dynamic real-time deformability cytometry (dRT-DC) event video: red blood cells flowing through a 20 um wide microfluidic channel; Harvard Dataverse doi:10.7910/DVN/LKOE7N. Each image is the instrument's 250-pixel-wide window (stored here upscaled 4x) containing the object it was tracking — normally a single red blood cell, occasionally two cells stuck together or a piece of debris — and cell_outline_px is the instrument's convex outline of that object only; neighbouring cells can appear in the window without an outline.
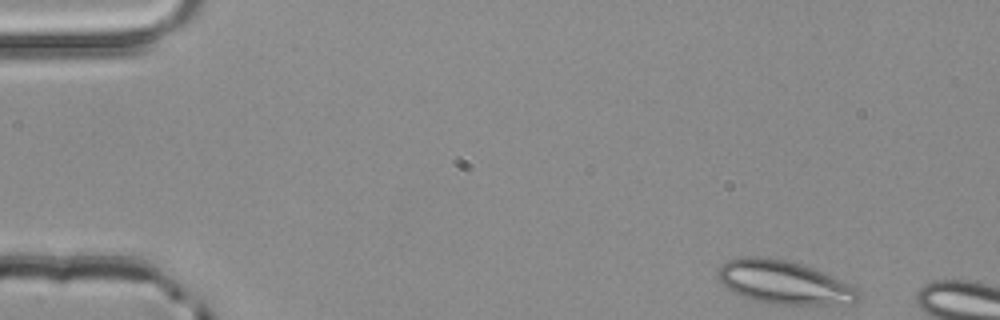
{"species": "common noctule bat (a hibernating species)", "species_latin": "Nyctalus noctula", "temperature_condition": "room temperature", "stored_images_in_passage": 4, "camera_frame_rate_fps": 3000, "um_per_image_px": 0.085, "animal": {"sex": "male", "body_mass_g": 20.4}, "frame": {"image": 1, "passage_image": 1, "time_ms": 0.0, "image_size_px": [1000, 320], "cell_outline_px": [[860, 296], [852, 304], [772, 304], [756, 300], [744, 296], [728, 288], [716, 280], [716, 272], [728, 260], [744, 256], [760, 256], [784, 260], [800, 264], [812, 268], [856, 288], [860, 292]], "centroid_in_image_um": [66.59, 24.0], "position_along_channel_um": 18.4, "area_um2": 34.85}}